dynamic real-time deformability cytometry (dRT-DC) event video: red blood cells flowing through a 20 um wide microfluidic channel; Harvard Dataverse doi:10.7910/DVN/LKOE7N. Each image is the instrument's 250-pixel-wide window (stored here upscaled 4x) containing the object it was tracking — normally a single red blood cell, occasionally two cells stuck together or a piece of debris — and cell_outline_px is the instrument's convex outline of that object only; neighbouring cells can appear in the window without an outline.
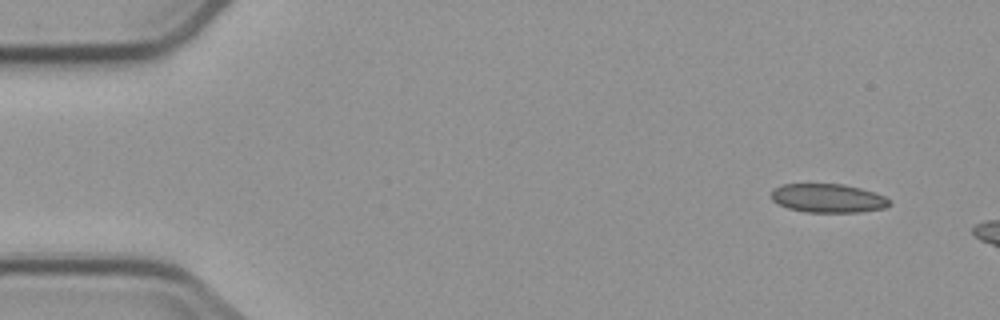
{"species": "common noctule bat (a hibernating species)", "species_latin": "Nyctalus noctula", "temperature_condition": "cold", "stored_images_in_passage": 3, "camera_frame_rate_fps": 3000, "um_per_image_px": 0.085, "animal": {"sex": "male", "body_mass_g": 23.1, "forearm_length_mm": 52.7}, "frame": {"image": 1, "passage_image": 1, "time_ms": 0.0, "image_size_px": [1000, 320], "cell_outline_px": [[892, 204], [884, 208], [860, 212], [804, 212], [788, 208], [776, 204], [772, 200], [772, 192], [776, 188], [784, 184], [844, 184], [860, 188], [884, 196]], "centroid_in_image_um": [70.37, 16.85], "position_along_channel_um": 14.6, "area_um2": 19.71}}